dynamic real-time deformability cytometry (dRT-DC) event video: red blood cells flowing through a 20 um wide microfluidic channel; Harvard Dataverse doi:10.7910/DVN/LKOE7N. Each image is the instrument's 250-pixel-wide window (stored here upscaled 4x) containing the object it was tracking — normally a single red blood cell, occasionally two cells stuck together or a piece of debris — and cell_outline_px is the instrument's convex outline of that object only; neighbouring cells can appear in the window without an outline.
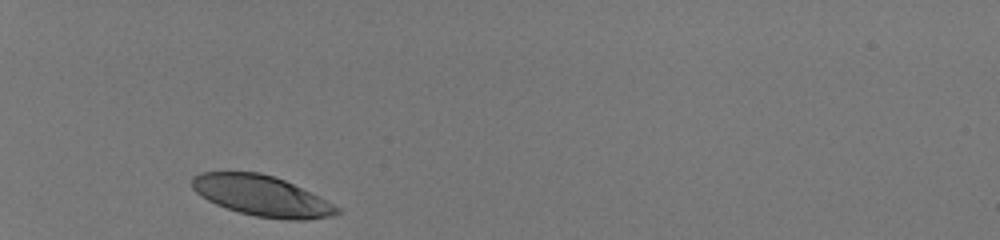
{"species": "human", "species_latin": "Homo sapiens", "temperature_condition": "room temperature", "stored_images_in_passage": 29, "camera_frame_rate_fps": 3000, "um_per_image_px": 0.085, "donor": {"sex": "male"}, "frame": {"image": 1, "passage_image": 1, "time_ms": 0.0, "image_size_px": [1000, 240], "cell_outline_px": [[344, 212], [332, 216], [304, 220], [288, 220], [256, 216], [240, 212], [216, 204], [208, 200], [196, 192], [192, 188], [192, 176], [200, 172], [260, 172], [284, 180], [340, 208]], "centroid_in_image_um": [22.23, 16.65], "position_along_channel_um": 62.8, "area_um2": 33.76}}
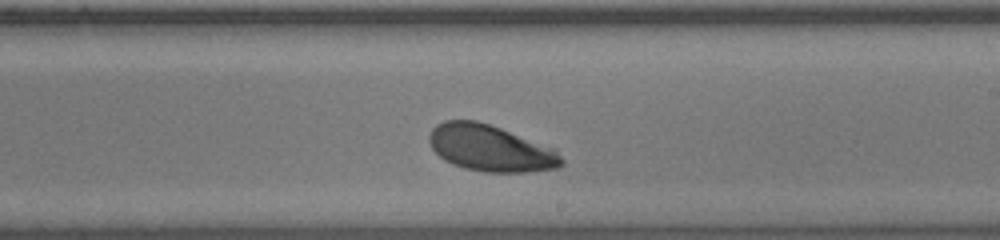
{"frame": {"image": 2, "passage_image": 17, "time_ms": 5.333, "image_size_px": [1000, 240], "cell_outline_px": [[564, 164], [556, 168], [528, 172], [484, 172], [464, 168], [452, 164], [444, 160], [432, 148], [428, 140], [428, 136], [432, 128], [436, 124], [444, 120], [476, 120], [500, 128], [556, 148], [564, 160]], "centroid_in_image_um": [41.7, 12.6], "position_along_channel_um": 247.3, "area_um2": 36.01}}
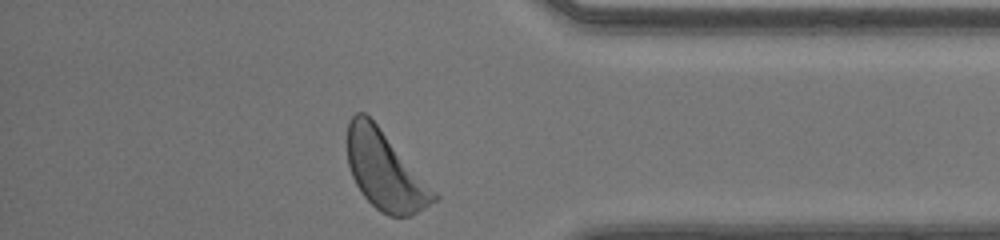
{"frame": {"image": 3, "passage_image": 29, "time_ms": 9.333, "image_size_px": [1000, 240], "cell_outline_px": [[440, 200], [412, 216], [388, 216], [380, 212], [360, 192], [352, 176], [348, 164], [348, 120], [356, 112], [364, 112], [376, 124], [440, 196]], "centroid_in_image_um": [32.75, 14.55], "position_along_channel_um": 402.5, "area_um2": 39.25}, "authors_computed_cell_mechanics": {"area_um2": 36.0094, "velocity_mm_per_s": 4.0744, "shape_relaxation_time_tau1_ms": 0.874, "shape_relaxation_time_tau2_ms": null, "deformation_change_tau1": 0.1023, "deformation_change_tau2": null}}